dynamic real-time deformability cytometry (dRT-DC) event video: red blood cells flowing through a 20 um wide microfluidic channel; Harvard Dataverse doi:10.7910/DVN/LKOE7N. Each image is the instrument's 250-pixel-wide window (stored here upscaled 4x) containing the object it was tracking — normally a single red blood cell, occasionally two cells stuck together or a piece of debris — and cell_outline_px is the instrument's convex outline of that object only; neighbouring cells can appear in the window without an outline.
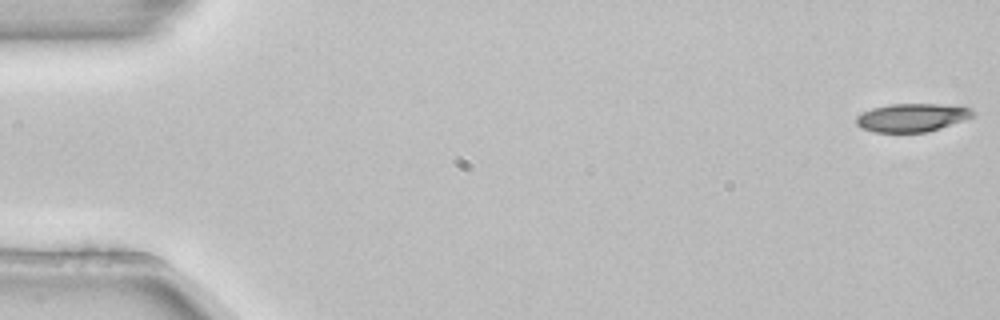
{"species": "common noctule bat (a hibernating species)", "species_latin": "Nyctalus noctula", "temperature_condition": "room temperature", "stored_images_in_passage": 5, "camera_frame_rate_fps": 3000, "um_per_image_px": 0.085, "animal": {"sex": "female", "body_mass_g": 22.7, "forearm_length_mm": 54.2}, "frame": {"image": 1, "passage_image": 1, "time_ms": 0.0, "image_size_px": [1000, 320], "cell_outline_px": [[972, 116], [940, 128], [928, 132], [876, 132], [860, 128], [856, 124], [856, 116], [872, 108], [888, 104], [940, 104], [972, 108]], "centroid_in_image_um": [77.45, 9.99], "position_along_channel_um": 7.5, "area_um2": 18.96}}
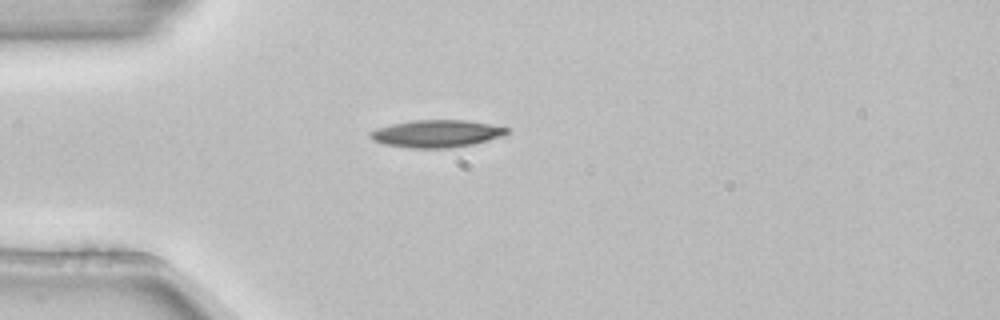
{"frame": {"image": 2, "passage_image": 5, "time_ms": 1.333, "image_size_px": [1000, 320], "cell_outline_px": [[508, 132], [504, 136], [472, 144], [448, 148], [408, 148], [384, 144], [372, 140], [368, 136], [368, 132], [376, 128], [392, 124], [412, 120], [464, 120], [488, 124], [508, 128]], "centroid_in_image_um": [37.05, 11.36], "position_along_channel_um": 48.0, "area_um2": 21.79}}